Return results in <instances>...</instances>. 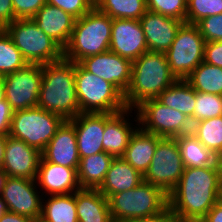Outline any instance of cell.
<instances>
[{
  "label": "cell",
  "instance_id": "6da1fadb",
  "mask_svg": "<svg viewBox=\"0 0 222 222\" xmlns=\"http://www.w3.org/2000/svg\"><path fill=\"white\" fill-rule=\"evenodd\" d=\"M222 198L217 166L185 167L182 177L168 194V208L181 222H200Z\"/></svg>",
  "mask_w": 222,
  "mask_h": 222
},
{
  "label": "cell",
  "instance_id": "7a4b0ae2",
  "mask_svg": "<svg viewBox=\"0 0 222 222\" xmlns=\"http://www.w3.org/2000/svg\"><path fill=\"white\" fill-rule=\"evenodd\" d=\"M37 107L71 120L80 113L75 84V63L64 57L42 65Z\"/></svg>",
  "mask_w": 222,
  "mask_h": 222
},
{
  "label": "cell",
  "instance_id": "3957f363",
  "mask_svg": "<svg viewBox=\"0 0 222 222\" xmlns=\"http://www.w3.org/2000/svg\"><path fill=\"white\" fill-rule=\"evenodd\" d=\"M177 78L172 74L165 53L147 51L132 61L131 82L124 94L127 108L156 99Z\"/></svg>",
  "mask_w": 222,
  "mask_h": 222
},
{
  "label": "cell",
  "instance_id": "277c9868",
  "mask_svg": "<svg viewBox=\"0 0 222 222\" xmlns=\"http://www.w3.org/2000/svg\"><path fill=\"white\" fill-rule=\"evenodd\" d=\"M113 19L95 6L75 20L69 43L64 48V58L74 63L109 51Z\"/></svg>",
  "mask_w": 222,
  "mask_h": 222
},
{
  "label": "cell",
  "instance_id": "5b68a950",
  "mask_svg": "<svg viewBox=\"0 0 222 222\" xmlns=\"http://www.w3.org/2000/svg\"><path fill=\"white\" fill-rule=\"evenodd\" d=\"M108 201L113 222L153 217L168 207V195L145 181L133 189L113 194Z\"/></svg>",
  "mask_w": 222,
  "mask_h": 222
},
{
  "label": "cell",
  "instance_id": "8992f818",
  "mask_svg": "<svg viewBox=\"0 0 222 222\" xmlns=\"http://www.w3.org/2000/svg\"><path fill=\"white\" fill-rule=\"evenodd\" d=\"M76 94L80 113H117L127 107L124 95L110 82L75 63Z\"/></svg>",
  "mask_w": 222,
  "mask_h": 222
},
{
  "label": "cell",
  "instance_id": "52a82bcc",
  "mask_svg": "<svg viewBox=\"0 0 222 222\" xmlns=\"http://www.w3.org/2000/svg\"><path fill=\"white\" fill-rule=\"evenodd\" d=\"M28 64H48L64 57V49L32 19H16L3 28Z\"/></svg>",
  "mask_w": 222,
  "mask_h": 222
},
{
  "label": "cell",
  "instance_id": "ba28073f",
  "mask_svg": "<svg viewBox=\"0 0 222 222\" xmlns=\"http://www.w3.org/2000/svg\"><path fill=\"white\" fill-rule=\"evenodd\" d=\"M64 121L39 107L14 111L9 136L42 152Z\"/></svg>",
  "mask_w": 222,
  "mask_h": 222
},
{
  "label": "cell",
  "instance_id": "9c48e42d",
  "mask_svg": "<svg viewBox=\"0 0 222 222\" xmlns=\"http://www.w3.org/2000/svg\"><path fill=\"white\" fill-rule=\"evenodd\" d=\"M204 37L196 24L184 22L167 50L166 57L172 74L186 79L204 61Z\"/></svg>",
  "mask_w": 222,
  "mask_h": 222
},
{
  "label": "cell",
  "instance_id": "30bf717a",
  "mask_svg": "<svg viewBox=\"0 0 222 222\" xmlns=\"http://www.w3.org/2000/svg\"><path fill=\"white\" fill-rule=\"evenodd\" d=\"M136 113L139 127L161 138H176L192 130V123L184 113L163 105L157 99L142 102L134 109L133 114Z\"/></svg>",
  "mask_w": 222,
  "mask_h": 222
},
{
  "label": "cell",
  "instance_id": "8fae6325",
  "mask_svg": "<svg viewBox=\"0 0 222 222\" xmlns=\"http://www.w3.org/2000/svg\"><path fill=\"white\" fill-rule=\"evenodd\" d=\"M184 168L176 138H162L157 143L143 181L159 187L168 195L182 177Z\"/></svg>",
  "mask_w": 222,
  "mask_h": 222
},
{
  "label": "cell",
  "instance_id": "7c38bea8",
  "mask_svg": "<svg viewBox=\"0 0 222 222\" xmlns=\"http://www.w3.org/2000/svg\"><path fill=\"white\" fill-rule=\"evenodd\" d=\"M5 97L13 111L37 107L42 82V65L24 68L2 76Z\"/></svg>",
  "mask_w": 222,
  "mask_h": 222
},
{
  "label": "cell",
  "instance_id": "4fadbf2b",
  "mask_svg": "<svg viewBox=\"0 0 222 222\" xmlns=\"http://www.w3.org/2000/svg\"><path fill=\"white\" fill-rule=\"evenodd\" d=\"M36 180L7 177L1 198L6 202L9 212L40 220L43 195Z\"/></svg>",
  "mask_w": 222,
  "mask_h": 222
},
{
  "label": "cell",
  "instance_id": "5bb4252c",
  "mask_svg": "<svg viewBox=\"0 0 222 222\" xmlns=\"http://www.w3.org/2000/svg\"><path fill=\"white\" fill-rule=\"evenodd\" d=\"M79 64L88 72L113 84L123 95L130 86L132 61L110 50L86 57Z\"/></svg>",
  "mask_w": 222,
  "mask_h": 222
},
{
  "label": "cell",
  "instance_id": "9a60e30c",
  "mask_svg": "<svg viewBox=\"0 0 222 222\" xmlns=\"http://www.w3.org/2000/svg\"><path fill=\"white\" fill-rule=\"evenodd\" d=\"M109 50L131 61L148 51L139 20L113 19Z\"/></svg>",
  "mask_w": 222,
  "mask_h": 222
},
{
  "label": "cell",
  "instance_id": "2e32d148",
  "mask_svg": "<svg viewBox=\"0 0 222 222\" xmlns=\"http://www.w3.org/2000/svg\"><path fill=\"white\" fill-rule=\"evenodd\" d=\"M41 152L22 140L6 136L5 154L2 164L7 177L36 180Z\"/></svg>",
  "mask_w": 222,
  "mask_h": 222
},
{
  "label": "cell",
  "instance_id": "e0dca14e",
  "mask_svg": "<svg viewBox=\"0 0 222 222\" xmlns=\"http://www.w3.org/2000/svg\"><path fill=\"white\" fill-rule=\"evenodd\" d=\"M133 110L126 108L117 113H105V129L102 141L104 152L114 157L124 155L131 136L139 127L137 114L134 115V118L131 114ZM134 121L136 126L133 125Z\"/></svg>",
  "mask_w": 222,
  "mask_h": 222
},
{
  "label": "cell",
  "instance_id": "ac0fdd59",
  "mask_svg": "<svg viewBox=\"0 0 222 222\" xmlns=\"http://www.w3.org/2000/svg\"><path fill=\"white\" fill-rule=\"evenodd\" d=\"M77 170L45 161L41 157L36 176L37 187L41 190V195L44 197L70 194L81 189Z\"/></svg>",
  "mask_w": 222,
  "mask_h": 222
},
{
  "label": "cell",
  "instance_id": "d6986e66",
  "mask_svg": "<svg viewBox=\"0 0 222 222\" xmlns=\"http://www.w3.org/2000/svg\"><path fill=\"white\" fill-rule=\"evenodd\" d=\"M41 156L45 161L78 169L80 157L75 127L69 120H65L57 129Z\"/></svg>",
  "mask_w": 222,
  "mask_h": 222
},
{
  "label": "cell",
  "instance_id": "ffe728a7",
  "mask_svg": "<svg viewBox=\"0 0 222 222\" xmlns=\"http://www.w3.org/2000/svg\"><path fill=\"white\" fill-rule=\"evenodd\" d=\"M69 121L75 127L80 158L104 151L105 113H79Z\"/></svg>",
  "mask_w": 222,
  "mask_h": 222
},
{
  "label": "cell",
  "instance_id": "44dd1931",
  "mask_svg": "<svg viewBox=\"0 0 222 222\" xmlns=\"http://www.w3.org/2000/svg\"><path fill=\"white\" fill-rule=\"evenodd\" d=\"M140 24L145 34L148 51L166 53L172 45L180 26V20L147 11Z\"/></svg>",
  "mask_w": 222,
  "mask_h": 222
},
{
  "label": "cell",
  "instance_id": "7402d4cb",
  "mask_svg": "<svg viewBox=\"0 0 222 222\" xmlns=\"http://www.w3.org/2000/svg\"><path fill=\"white\" fill-rule=\"evenodd\" d=\"M32 20L38 28L64 49L71 38L76 18L62 9L46 3Z\"/></svg>",
  "mask_w": 222,
  "mask_h": 222
},
{
  "label": "cell",
  "instance_id": "603a6c76",
  "mask_svg": "<svg viewBox=\"0 0 222 222\" xmlns=\"http://www.w3.org/2000/svg\"><path fill=\"white\" fill-rule=\"evenodd\" d=\"M142 182L143 175L138 170L122 157H115L98 190L109 199L113 194L133 189Z\"/></svg>",
  "mask_w": 222,
  "mask_h": 222
},
{
  "label": "cell",
  "instance_id": "cb8c5ba5",
  "mask_svg": "<svg viewBox=\"0 0 222 222\" xmlns=\"http://www.w3.org/2000/svg\"><path fill=\"white\" fill-rule=\"evenodd\" d=\"M161 137L148 133L140 127L136 129L122 158L142 175L148 170Z\"/></svg>",
  "mask_w": 222,
  "mask_h": 222
},
{
  "label": "cell",
  "instance_id": "d4e9b609",
  "mask_svg": "<svg viewBox=\"0 0 222 222\" xmlns=\"http://www.w3.org/2000/svg\"><path fill=\"white\" fill-rule=\"evenodd\" d=\"M78 222H113L108 199L98 189L75 192Z\"/></svg>",
  "mask_w": 222,
  "mask_h": 222
},
{
  "label": "cell",
  "instance_id": "484cf974",
  "mask_svg": "<svg viewBox=\"0 0 222 222\" xmlns=\"http://www.w3.org/2000/svg\"><path fill=\"white\" fill-rule=\"evenodd\" d=\"M114 158L104 151L80 158L77 172L81 188L99 189Z\"/></svg>",
  "mask_w": 222,
  "mask_h": 222
},
{
  "label": "cell",
  "instance_id": "4316f807",
  "mask_svg": "<svg viewBox=\"0 0 222 222\" xmlns=\"http://www.w3.org/2000/svg\"><path fill=\"white\" fill-rule=\"evenodd\" d=\"M156 99L163 105L184 113L194 123L196 91L185 79H177Z\"/></svg>",
  "mask_w": 222,
  "mask_h": 222
},
{
  "label": "cell",
  "instance_id": "83f0119b",
  "mask_svg": "<svg viewBox=\"0 0 222 222\" xmlns=\"http://www.w3.org/2000/svg\"><path fill=\"white\" fill-rule=\"evenodd\" d=\"M39 222H78L75 192L43 197Z\"/></svg>",
  "mask_w": 222,
  "mask_h": 222
},
{
  "label": "cell",
  "instance_id": "f1b7e54d",
  "mask_svg": "<svg viewBox=\"0 0 222 222\" xmlns=\"http://www.w3.org/2000/svg\"><path fill=\"white\" fill-rule=\"evenodd\" d=\"M184 167L201 168L215 165L214 155L191 132L176 137Z\"/></svg>",
  "mask_w": 222,
  "mask_h": 222
},
{
  "label": "cell",
  "instance_id": "f546056e",
  "mask_svg": "<svg viewBox=\"0 0 222 222\" xmlns=\"http://www.w3.org/2000/svg\"><path fill=\"white\" fill-rule=\"evenodd\" d=\"M197 92L222 94V68L201 62L185 79Z\"/></svg>",
  "mask_w": 222,
  "mask_h": 222
},
{
  "label": "cell",
  "instance_id": "4dcf8cb0",
  "mask_svg": "<svg viewBox=\"0 0 222 222\" xmlns=\"http://www.w3.org/2000/svg\"><path fill=\"white\" fill-rule=\"evenodd\" d=\"M95 7L112 19H136L148 11L146 0H95Z\"/></svg>",
  "mask_w": 222,
  "mask_h": 222
},
{
  "label": "cell",
  "instance_id": "1f68e13d",
  "mask_svg": "<svg viewBox=\"0 0 222 222\" xmlns=\"http://www.w3.org/2000/svg\"><path fill=\"white\" fill-rule=\"evenodd\" d=\"M191 133L214 155L222 151V115L193 123Z\"/></svg>",
  "mask_w": 222,
  "mask_h": 222
},
{
  "label": "cell",
  "instance_id": "d6a6232c",
  "mask_svg": "<svg viewBox=\"0 0 222 222\" xmlns=\"http://www.w3.org/2000/svg\"><path fill=\"white\" fill-rule=\"evenodd\" d=\"M28 62L4 29L0 30V76L24 68Z\"/></svg>",
  "mask_w": 222,
  "mask_h": 222
},
{
  "label": "cell",
  "instance_id": "836d02e7",
  "mask_svg": "<svg viewBox=\"0 0 222 222\" xmlns=\"http://www.w3.org/2000/svg\"><path fill=\"white\" fill-rule=\"evenodd\" d=\"M222 115V99L220 95L196 91L194 123Z\"/></svg>",
  "mask_w": 222,
  "mask_h": 222
},
{
  "label": "cell",
  "instance_id": "e575fe53",
  "mask_svg": "<svg viewBox=\"0 0 222 222\" xmlns=\"http://www.w3.org/2000/svg\"><path fill=\"white\" fill-rule=\"evenodd\" d=\"M220 13H222V0H187V23L196 24L204 17Z\"/></svg>",
  "mask_w": 222,
  "mask_h": 222
},
{
  "label": "cell",
  "instance_id": "d590c367",
  "mask_svg": "<svg viewBox=\"0 0 222 222\" xmlns=\"http://www.w3.org/2000/svg\"><path fill=\"white\" fill-rule=\"evenodd\" d=\"M147 10L186 22L187 0H146Z\"/></svg>",
  "mask_w": 222,
  "mask_h": 222
},
{
  "label": "cell",
  "instance_id": "8d00e7d4",
  "mask_svg": "<svg viewBox=\"0 0 222 222\" xmlns=\"http://www.w3.org/2000/svg\"><path fill=\"white\" fill-rule=\"evenodd\" d=\"M196 25L205 42L222 41V13L204 17Z\"/></svg>",
  "mask_w": 222,
  "mask_h": 222
},
{
  "label": "cell",
  "instance_id": "74e56055",
  "mask_svg": "<svg viewBox=\"0 0 222 222\" xmlns=\"http://www.w3.org/2000/svg\"><path fill=\"white\" fill-rule=\"evenodd\" d=\"M46 2L71 14L76 19L87 14L95 6V0H46Z\"/></svg>",
  "mask_w": 222,
  "mask_h": 222
},
{
  "label": "cell",
  "instance_id": "f35d334b",
  "mask_svg": "<svg viewBox=\"0 0 222 222\" xmlns=\"http://www.w3.org/2000/svg\"><path fill=\"white\" fill-rule=\"evenodd\" d=\"M46 0H12L16 19H32L46 4Z\"/></svg>",
  "mask_w": 222,
  "mask_h": 222
},
{
  "label": "cell",
  "instance_id": "ab89813d",
  "mask_svg": "<svg viewBox=\"0 0 222 222\" xmlns=\"http://www.w3.org/2000/svg\"><path fill=\"white\" fill-rule=\"evenodd\" d=\"M13 112L6 100L3 78L0 76V135L9 136Z\"/></svg>",
  "mask_w": 222,
  "mask_h": 222
},
{
  "label": "cell",
  "instance_id": "60d3db41",
  "mask_svg": "<svg viewBox=\"0 0 222 222\" xmlns=\"http://www.w3.org/2000/svg\"><path fill=\"white\" fill-rule=\"evenodd\" d=\"M204 62L222 68V41L205 42Z\"/></svg>",
  "mask_w": 222,
  "mask_h": 222
},
{
  "label": "cell",
  "instance_id": "b9f144b4",
  "mask_svg": "<svg viewBox=\"0 0 222 222\" xmlns=\"http://www.w3.org/2000/svg\"><path fill=\"white\" fill-rule=\"evenodd\" d=\"M14 20L16 17L14 16L12 0H0V27L3 29Z\"/></svg>",
  "mask_w": 222,
  "mask_h": 222
},
{
  "label": "cell",
  "instance_id": "7bdbcfd3",
  "mask_svg": "<svg viewBox=\"0 0 222 222\" xmlns=\"http://www.w3.org/2000/svg\"><path fill=\"white\" fill-rule=\"evenodd\" d=\"M132 222H181L167 207L163 212L153 217L140 218Z\"/></svg>",
  "mask_w": 222,
  "mask_h": 222
},
{
  "label": "cell",
  "instance_id": "ee69618b",
  "mask_svg": "<svg viewBox=\"0 0 222 222\" xmlns=\"http://www.w3.org/2000/svg\"><path fill=\"white\" fill-rule=\"evenodd\" d=\"M200 222H222V198L207 212Z\"/></svg>",
  "mask_w": 222,
  "mask_h": 222
},
{
  "label": "cell",
  "instance_id": "f6af8a7d",
  "mask_svg": "<svg viewBox=\"0 0 222 222\" xmlns=\"http://www.w3.org/2000/svg\"><path fill=\"white\" fill-rule=\"evenodd\" d=\"M0 222H39V221L24 215H19L8 211L0 218Z\"/></svg>",
  "mask_w": 222,
  "mask_h": 222
},
{
  "label": "cell",
  "instance_id": "bcb514c9",
  "mask_svg": "<svg viewBox=\"0 0 222 222\" xmlns=\"http://www.w3.org/2000/svg\"><path fill=\"white\" fill-rule=\"evenodd\" d=\"M6 136L0 135V168H2L5 154Z\"/></svg>",
  "mask_w": 222,
  "mask_h": 222
},
{
  "label": "cell",
  "instance_id": "7dc6e473",
  "mask_svg": "<svg viewBox=\"0 0 222 222\" xmlns=\"http://www.w3.org/2000/svg\"><path fill=\"white\" fill-rule=\"evenodd\" d=\"M215 164L219 173V177L222 183V151L216 155Z\"/></svg>",
  "mask_w": 222,
  "mask_h": 222
},
{
  "label": "cell",
  "instance_id": "c3c4849f",
  "mask_svg": "<svg viewBox=\"0 0 222 222\" xmlns=\"http://www.w3.org/2000/svg\"><path fill=\"white\" fill-rule=\"evenodd\" d=\"M6 178H7V174L3 171L2 168H0V196L4 188Z\"/></svg>",
  "mask_w": 222,
  "mask_h": 222
},
{
  "label": "cell",
  "instance_id": "681fc988",
  "mask_svg": "<svg viewBox=\"0 0 222 222\" xmlns=\"http://www.w3.org/2000/svg\"><path fill=\"white\" fill-rule=\"evenodd\" d=\"M8 212L6 202L0 197V218Z\"/></svg>",
  "mask_w": 222,
  "mask_h": 222
}]
</instances>
